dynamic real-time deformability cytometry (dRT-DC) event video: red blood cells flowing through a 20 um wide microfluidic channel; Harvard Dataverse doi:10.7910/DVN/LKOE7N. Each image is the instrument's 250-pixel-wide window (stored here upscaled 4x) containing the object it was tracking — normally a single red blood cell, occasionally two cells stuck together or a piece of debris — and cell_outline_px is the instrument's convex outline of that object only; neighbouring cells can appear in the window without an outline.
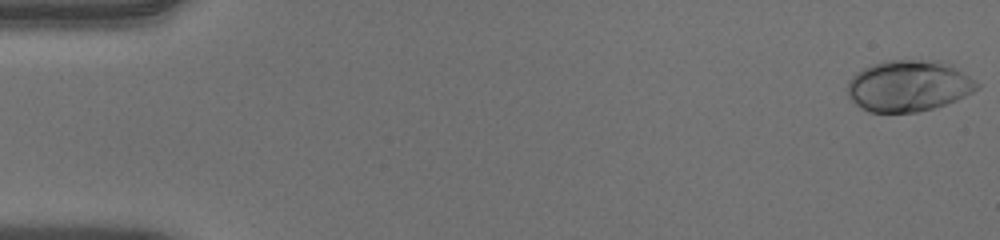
{"species": "human", "species_latin": "Homo sapiens", "temperature_condition": "warm", "stored_images_in_passage": 52, "camera_frame_rate_fps": 3000, "um_per_image_px": 0.085, "donor": {"sex": "male"}, "frame": {"image": 1, "passage_image": 1, "time_ms": 0.0, "image_size_px": [1000, 240], "cell_outline_px": [[980, 88], [956, 100], [932, 108], [916, 112], [868, 112], [856, 104], [848, 96], [848, 80], [856, 72], [872, 64], [884, 60], [940, 60], [968, 76], [980, 84]], "centroid_in_image_um": [77.2, 7.29], "position_along_channel_um": 7.8, "area_um2": 38.44}}
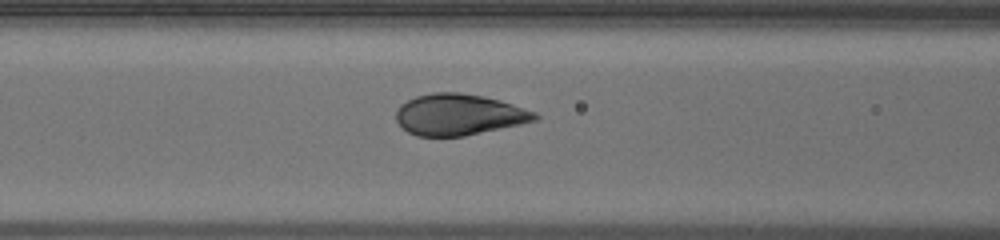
{"frame": {"image": 2, "passage_image": 22, "time_ms": 7.0, "image_size_px": [1000, 240], "cell_outline_px": [[540, 116], [536, 120], [520, 124], [464, 136], [416, 136], [408, 132], [396, 120], [396, 112], [400, 104], [416, 96], [432, 92], [460, 92], [484, 96], [500, 100], [536, 112]], "centroid_in_image_um": [39.0, 9.73], "position_along_channel_um": 127.6, "area_um2": 33.29}}
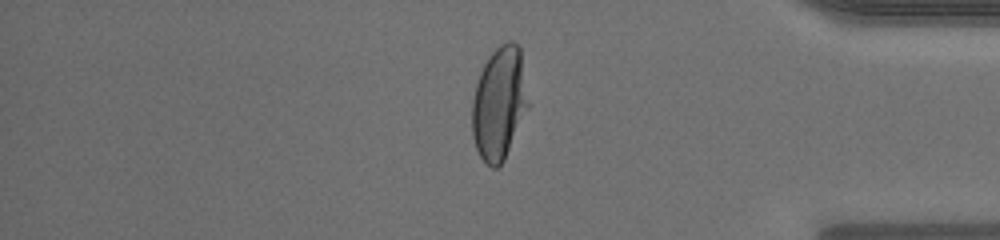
{"frame": {"image": 3, "passage_image": 44, "time_ms": 14.333, "image_size_px": [1000, 240], "cell_outline_px": [[528, 108], [504, 160], [496, 168], [492, 168], [480, 156], [476, 148], [472, 136], [472, 100], [476, 84], [480, 72], [488, 56], [500, 44], [508, 40], [512, 40], [520, 48], [528, 104]], "centroid_in_image_um": [42.41, 8.77], "position_along_channel_um": 392.8, "area_um2": 36.65}, "authors_computed_cell_mechanics": {"area_um2": 35.258, "velocity_mm_per_s": 3.9403, "shape_relaxation_time_tau1_ms": 3.7893, "shape_relaxation_time_tau2_ms": null, "deformation_change_tau1": 0.2156, "deformation_change_tau2": null}}